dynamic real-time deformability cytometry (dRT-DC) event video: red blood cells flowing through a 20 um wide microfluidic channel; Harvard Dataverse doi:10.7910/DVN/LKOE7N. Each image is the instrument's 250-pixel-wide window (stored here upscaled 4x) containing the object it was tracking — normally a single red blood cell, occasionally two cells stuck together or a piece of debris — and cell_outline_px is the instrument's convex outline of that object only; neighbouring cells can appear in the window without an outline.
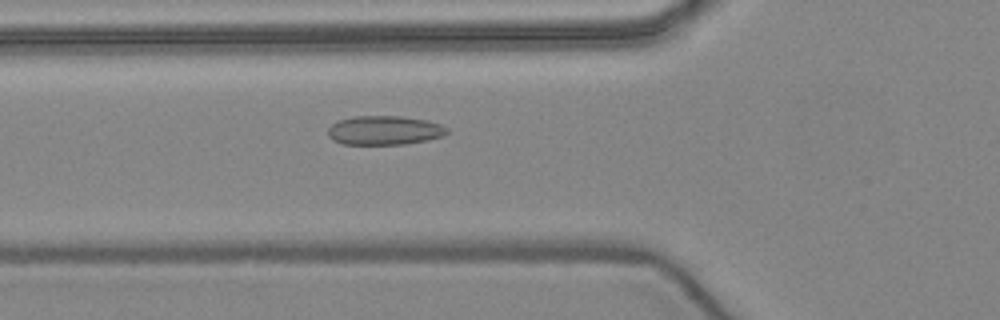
{"species": "common noctule bat (a hibernating species)", "species_latin": "Nyctalus noctula", "temperature_condition": "warm", "stored_images_in_passage": 8, "camera_frame_rate_fps": 3000, "um_per_image_px": 0.085, "animal": {"sex": "female", "body_mass_g": 24.6, "forearm_length_mm": 56.2}, "frame": {"image": 1, "passage_image": 5, "time_ms": 1.333, "image_size_px": [1000, 320], "cell_outline_px": [[448, 132], [444, 136], [428, 140], [404, 144], [344, 144], [332, 140], [328, 136], [328, 128], [332, 124], [340, 120], [352, 116], [400, 116], [428, 120], [440, 124], [448, 128]], "centroid_in_image_um": [32.69, 11.07], "position_along_channel_um": 93.1, "area_um2": 20.29}}
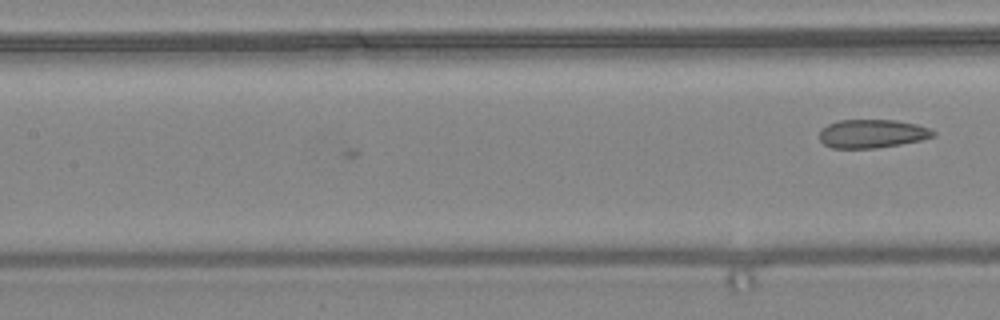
{"frame": {"image": 2, "passage_image": 8, "time_ms": 2.333, "image_size_px": [1000, 320], "cell_outline_px": [[936, 136], [920, 140], [900, 144], [876, 148], [832, 148], [824, 144], [820, 140], [820, 128], [828, 124], [840, 120], [896, 120], [916, 124], [928, 128], [936, 132]], "centroid_in_image_um": [74.12, 11.36], "position_along_channel_um": 133.3, "area_um2": 18.9}}